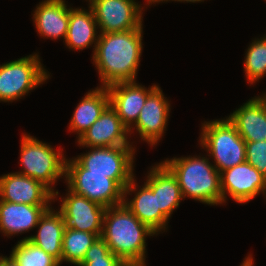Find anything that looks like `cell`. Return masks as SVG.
Returning <instances> with one entry per match:
<instances>
[{"mask_svg":"<svg viewBox=\"0 0 266 266\" xmlns=\"http://www.w3.org/2000/svg\"><path fill=\"white\" fill-rule=\"evenodd\" d=\"M128 136V128L109 105L77 142L83 148L132 146Z\"/></svg>","mask_w":266,"mask_h":266,"instance_id":"obj_13","label":"cell"},{"mask_svg":"<svg viewBox=\"0 0 266 266\" xmlns=\"http://www.w3.org/2000/svg\"><path fill=\"white\" fill-rule=\"evenodd\" d=\"M36 228V235L23 237L22 240L29 239L47 254L55 257L61 265L62 240L66 228L62 214L51 206L40 217Z\"/></svg>","mask_w":266,"mask_h":266,"instance_id":"obj_22","label":"cell"},{"mask_svg":"<svg viewBox=\"0 0 266 266\" xmlns=\"http://www.w3.org/2000/svg\"><path fill=\"white\" fill-rule=\"evenodd\" d=\"M136 82H119L107 87L110 106L128 129L137 121L148 95L158 86L146 88Z\"/></svg>","mask_w":266,"mask_h":266,"instance_id":"obj_16","label":"cell"},{"mask_svg":"<svg viewBox=\"0 0 266 266\" xmlns=\"http://www.w3.org/2000/svg\"><path fill=\"white\" fill-rule=\"evenodd\" d=\"M99 236L69 227L65 228L62 240V262L78 266L84 259L87 250Z\"/></svg>","mask_w":266,"mask_h":266,"instance_id":"obj_24","label":"cell"},{"mask_svg":"<svg viewBox=\"0 0 266 266\" xmlns=\"http://www.w3.org/2000/svg\"><path fill=\"white\" fill-rule=\"evenodd\" d=\"M0 266H19L10 256H0Z\"/></svg>","mask_w":266,"mask_h":266,"instance_id":"obj_29","label":"cell"},{"mask_svg":"<svg viewBox=\"0 0 266 266\" xmlns=\"http://www.w3.org/2000/svg\"><path fill=\"white\" fill-rule=\"evenodd\" d=\"M170 107V101L158 85L148 95L137 121L128 129L129 135L136 129L140 140L147 142L150 147L156 146L166 131Z\"/></svg>","mask_w":266,"mask_h":266,"instance_id":"obj_11","label":"cell"},{"mask_svg":"<svg viewBox=\"0 0 266 266\" xmlns=\"http://www.w3.org/2000/svg\"><path fill=\"white\" fill-rule=\"evenodd\" d=\"M209 157L185 156L162 161L176 176L181 194L210 206L223 204L220 173Z\"/></svg>","mask_w":266,"mask_h":266,"instance_id":"obj_3","label":"cell"},{"mask_svg":"<svg viewBox=\"0 0 266 266\" xmlns=\"http://www.w3.org/2000/svg\"><path fill=\"white\" fill-rule=\"evenodd\" d=\"M153 1H154V0H147L145 5H146V6H151V5L153 4V3H152ZM147 4H148V5H147Z\"/></svg>","mask_w":266,"mask_h":266,"instance_id":"obj_32","label":"cell"},{"mask_svg":"<svg viewBox=\"0 0 266 266\" xmlns=\"http://www.w3.org/2000/svg\"><path fill=\"white\" fill-rule=\"evenodd\" d=\"M87 1L94 12L99 33L123 32L143 27L145 6L135 0Z\"/></svg>","mask_w":266,"mask_h":266,"instance_id":"obj_9","label":"cell"},{"mask_svg":"<svg viewBox=\"0 0 266 266\" xmlns=\"http://www.w3.org/2000/svg\"><path fill=\"white\" fill-rule=\"evenodd\" d=\"M253 257L252 254H249L248 256H246L242 262V264H240V266H254L253 264Z\"/></svg>","mask_w":266,"mask_h":266,"instance_id":"obj_31","label":"cell"},{"mask_svg":"<svg viewBox=\"0 0 266 266\" xmlns=\"http://www.w3.org/2000/svg\"><path fill=\"white\" fill-rule=\"evenodd\" d=\"M67 189L105 208L123 203L124 190L108 174L87 173L75 158L65 162Z\"/></svg>","mask_w":266,"mask_h":266,"instance_id":"obj_7","label":"cell"},{"mask_svg":"<svg viewBox=\"0 0 266 266\" xmlns=\"http://www.w3.org/2000/svg\"><path fill=\"white\" fill-rule=\"evenodd\" d=\"M201 130V150L209 153L219 173L246 161V142L228 117L204 121Z\"/></svg>","mask_w":266,"mask_h":266,"instance_id":"obj_5","label":"cell"},{"mask_svg":"<svg viewBox=\"0 0 266 266\" xmlns=\"http://www.w3.org/2000/svg\"><path fill=\"white\" fill-rule=\"evenodd\" d=\"M23 134L19 160L22 169L17 172L45 185L53 193V202H55L58 200L59 192L52 185L57 183L59 178H65L66 157L63 150L53 148L50 144L31 136L30 133Z\"/></svg>","mask_w":266,"mask_h":266,"instance_id":"obj_4","label":"cell"},{"mask_svg":"<svg viewBox=\"0 0 266 266\" xmlns=\"http://www.w3.org/2000/svg\"><path fill=\"white\" fill-rule=\"evenodd\" d=\"M227 117L245 142L266 140V93L252 97Z\"/></svg>","mask_w":266,"mask_h":266,"instance_id":"obj_17","label":"cell"},{"mask_svg":"<svg viewBox=\"0 0 266 266\" xmlns=\"http://www.w3.org/2000/svg\"><path fill=\"white\" fill-rule=\"evenodd\" d=\"M10 257L19 266H60V262L55 257L47 254L29 239L18 241Z\"/></svg>","mask_w":266,"mask_h":266,"instance_id":"obj_25","label":"cell"},{"mask_svg":"<svg viewBox=\"0 0 266 266\" xmlns=\"http://www.w3.org/2000/svg\"><path fill=\"white\" fill-rule=\"evenodd\" d=\"M78 266H127L115 254L105 241L98 237L87 250L83 261Z\"/></svg>","mask_w":266,"mask_h":266,"instance_id":"obj_27","label":"cell"},{"mask_svg":"<svg viewBox=\"0 0 266 266\" xmlns=\"http://www.w3.org/2000/svg\"><path fill=\"white\" fill-rule=\"evenodd\" d=\"M85 8H72L70 6L68 30L65 45L71 50H83L92 47L93 53L99 38L98 26L94 12L89 6Z\"/></svg>","mask_w":266,"mask_h":266,"instance_id":"obj_21","label":"cell"},{"mask_svg":"<svg viewBox=\"0 0 266 266\" xmlns=\"http://www.w3.org/2000/svg\"><path fill=\"white\" fill-rule=\"evenodd\" d=\"M0 199L28 205H51L53 193L41 182L18 172L0 176Z\"/></svg>","mask_w":266,"mask_h":266,"instance_id":"obj_15","label":"cell"},{"mask_svg":"<svg viewBox=\"0 0 266 266\" xmlns=\"http://www.w3.org/2000/svg\"><path fill=\"white\" fill-rule=\"evenodd\" d=\"M223 204L227 194L239 204H245L260 193L266 197V177L248 162L220 173Z\"/></svg>","mask_w":266,"mask_h":266,"instance_id":"obj_10","label":"cell"},{"mask_svg":"<svg viewBox=\"0 0 266 266\" xmlns=\"http://www.w3.org/2000/svg\"><path fill=\"white\" fill-rule=\"evenodd\" d=\"M245 52V76L250 85H253L266 76V35L252 40Z\"/></svg>","mask_w":266,"mask_h":266,"instance_id":"obj_26","label":"cell"},{"mask_svg":"<svg viewBox=\"0 0 266 266\" xmlns=\"http://www.w3.org/2000/svg\"><path fill=\"white\" fill-rule=\"evenodd\" d=\"M143 27L123 32L99 33L92 54L101 87L136 81L143 51Z\"/></svg>","mask_w":266,"mask_h":266,"instance_id":"obj_1","label":"cell"},{"mask_svg":"<svg viewBox=\"0 0 266 266\" xmlns=\"http://www.w3.org/2000/svg\"><path fill=\"white\" fill-rule=\"evenodd\" d=\"M50 207L51 205H28L0 199V233L10 237L33 230L40 217Z\"/></svg>","mask_w":266,"mask_h":266,"instance_id":"obj_18","label":"cell"},{"mask_svg":"<svg viewBox=\"0 0 266 266\" xmlns=\"http://www.w3.org/2000/svg\"><path fill=\"white\" fill-rule=\"evenodd\" d=\"M169 1H177V2H191V3H196V2H204L205 0H154L152 3H153V5L155 4L156 5V3L158 4V3H160V2H169Z\"/></svg>","mask_w":266,"mask_h":266,"instance_id":"obj_30","label":"cell"},{"mask_svg":"<svg viewBox=\"0 0 266 266\" xmlns=\"http://www.w3.org/2000/svg\"><path fill=\"white\" fill-rule=\"evenodd\" d=\"M154 235L125 204L105 209L101 238L127 266H146V237Z\"/></svg>","mask_w":266,"mask_h":266,"instance_id":"obj_2","label":"cell"},{"mask_svg":"<svg viewBox=\"0 0 266 266\" xmlns=\"http://www.w3.org/2000/svg\"><path fill=\"white\" fill-rule=\"evenodd\" d=\"M65 0H44L37 4L33 11V23L42 38L65 40L68 23L69 8Z\"/></svg>","mask_w":266,"mask_h":266,"instance_id":"obj_19","label":"cell"},{"mask_svg":"<svg viewBox=\"0 0 266 266\" xmlns=\"http://www.w3.org/2000/svg\"><path fill=\"white\" fill-rule=\"evenodd\" d=\"M133 146L90 148V151L74 157L87 173L108 174L123 190L134 178Z\"/></svg>","mask_w":266,"mask_h":266,"instance_id":"obj_8","label":"cell"},{"mask_svg":"<svg viewBox=\"0 0 266 266\" xmlns=\"http://www.w3.org/2000/svg\"><path fill=\"white\" fill-rule=\"evenodd\" d=\"M39 57L34 53L0 65V102L18 101L50 78Z\"/></svg>","mask_w":266,"mask_h":266,"instance_id":"obj_6","label":"cell"},{"mask_svg":"<svg viewBox=\"0 0 266 266\" xmlns=\"http://www.w3.org/2000/svg\"><path fill=\"white\" fill-rule=\"evenodd\" d=\"M61 201L58 211L62 214L66 227L94 233L101 237L105 207L78 195L69 189Z\"/></svg>","mask_w":266,"mask_h":266,"instance_id":"obj_12","label":"cell"},{"mask_svg":"<svg viewBox=\"0 0 266 266\" xmlns=\"http://www.w3.org/2000/svg\"><path fill=\"white\" fill-rule=\"evenodd\" d=\"M138 186L134 177L124 188L123 204L157 235L162 231L165 232L169 219L158 208L157 193H153L145 182L142 187L139 186L140 189ZM132 193L134 198L130 200L127 195L131 196Z\"/></svg>","mask_w":266,"mask_h":266,"instance_id":"obj_14","label":"cell"},{"mask_svg":"<svg viewBox=\"0 0 266 266\" xmlns=\"http://www.w3.org/2000/svg\"><path fill=\"white\" fill-rule=\"evenodd\" d=\"M145 179L153 193H157L158 208L170 220L171 214L183 200L176 176L161 161L150 167Z\"/></svg>","mask_w":266,"mask_h":266,"instance_id":"obj_20","label":"cell"},{"mask_svg":"<svg viewBox=\"0 0 266 266\" xmlns=\"http://www.w3.org/2000/svg\"><path fill=\"white\" fill-rule=\"evenodd\" d=\"M110 105L107 87L97 86L88 91L78 103L69 123V131L79 139Z\"/></svg>","mask_w":266,"mask_h":266,"instance_id":"obj_23","label":"cell"},{"mask_svg":"<svg viewBox=\"0 0 266 266\" xmlns=\"http://www.w3.org/2000/svg\"><path fill=\"white\" fill-rule=\"evenodd\" d=\"M246 162L266 177V140L246 142Z\"/></svg>","mask_w":266,"mask_h":266,"instance_id":"obj_28","label":"cell"}]
</instances>
